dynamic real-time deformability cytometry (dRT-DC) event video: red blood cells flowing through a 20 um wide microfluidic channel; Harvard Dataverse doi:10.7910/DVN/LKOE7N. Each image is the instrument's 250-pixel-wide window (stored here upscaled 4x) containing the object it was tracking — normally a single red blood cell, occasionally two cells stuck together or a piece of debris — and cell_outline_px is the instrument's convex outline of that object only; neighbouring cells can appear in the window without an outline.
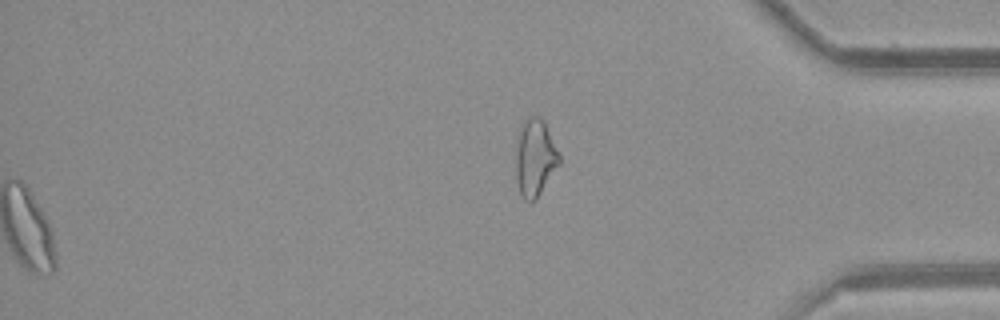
{"species": "common noctule bat (a hibernating species)", "species_latin": "Nyctalus noctula", "temperature_condition": "room temperature", "stored_images_in_passage": 54, "segment_of_instrument_passage": [2, 2], "camera_frame_rate_fps": 3000, "um_per_image_px": 0.085, "animal": {"sex": "female", "body_mass_g": 21.9}, "frame": {"image": 1, "passage_image": 54, "time_ms": 17.667, "image_size_px": [1000, 320], "cell_outline_px": [[560, 164], [536, 200], [532, 204], [528, 204], [524, 200], [520, 192], [516, 180], [516, 136], [524, 120], [528, 116], [536, 116], [544, 120], [560, 156]], "centroid_in_image_um": [45.46, 13.44], "position_along_channel_um": 389.7, "area_um2": 19.88}}